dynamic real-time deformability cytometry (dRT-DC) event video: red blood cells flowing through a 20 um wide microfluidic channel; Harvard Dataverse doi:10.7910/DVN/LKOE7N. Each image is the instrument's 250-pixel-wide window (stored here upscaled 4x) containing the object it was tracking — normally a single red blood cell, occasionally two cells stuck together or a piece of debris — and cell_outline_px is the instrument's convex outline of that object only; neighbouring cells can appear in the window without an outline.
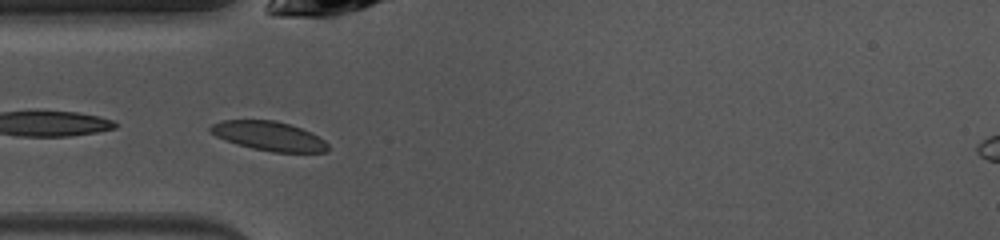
{"species": "common noctule bat (a hibernating species)", "species_latin": "Nyctalus noctula", "temperature_condition": "warm", "stored_images_in_passage": 3, "camera_frame_rate_fps": 3000, "um_per_image_px": 0.085, "animal": {"sex": "female", "body_mass_g": 10.0, "forearm_length_mm": 53.1}, "frame": {"image": 1, "passage_image": 1, "time_ms": 0.0, "image_size_px": [1000, 240], "cell_outline_px": [[328, 152], [272, 152], [252, 148], [236, 144], [216, 136], [208, 128], [212, 124], [220, 120], [276, 120], [312, 132], [324, 140], [328, 144]], "centroid_in_image_um": [22.86, 11.56], "position_along_channel_um": 62.1, "area_um2": 20.0}}